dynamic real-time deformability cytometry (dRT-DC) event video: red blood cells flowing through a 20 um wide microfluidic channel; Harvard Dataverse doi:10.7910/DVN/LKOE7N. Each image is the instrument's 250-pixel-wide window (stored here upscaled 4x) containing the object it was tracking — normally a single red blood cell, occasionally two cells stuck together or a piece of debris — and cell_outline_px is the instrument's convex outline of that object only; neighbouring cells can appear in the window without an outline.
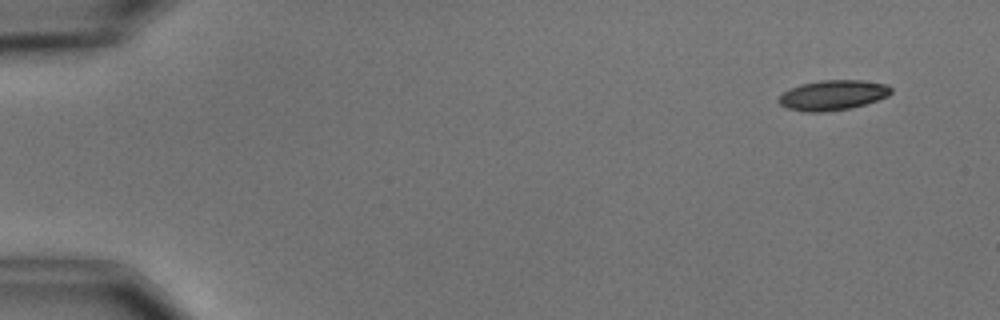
{"species": "common noctule bat (a hibernating species)", "species_latin": "Nyctalus noctula", "temperature_condition": "cold", "stored_images_in_passage": 5, "camera_frame_rate_fps": 3000, "um_per_image_px": 0.085, "animal": {"sex": "male", "body_mass_g": 15.6}, "frame": {"image": 1, "passage_image": 1, "time_ms": 0.0, "image_size_px": [1000, 320], "cell_outline_px": [[892, 92], [888, 96], [864, 104], [848, 108], [820, 112], [804, 112], [788, 108], [780, 104], [776, 100], [784, 92], [800, 84], [820, 80], [860, 80], [888, 84], [892, 88]], "centroid_in_image_um": [70.79, 8.08], "position_along_channel_um": 14.2, "area_um2": 19.54}}
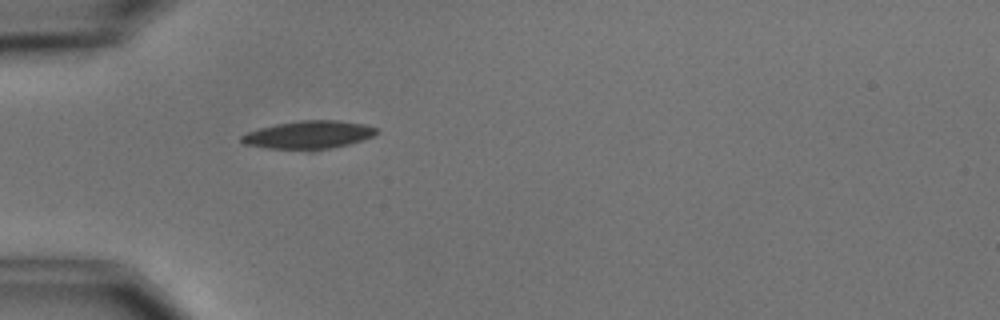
{"frame": {"image": 2, "passage_image": 5, "time_ms": 4.333, "image_size_px": [1000, 320], "cell_outline_px": [[380, 132], [364, 140], [316, 152], [308, 152], [268, 148], [244, 144], [240, 140], [240, 136], [248, 132], [260, 128], [276, 124], [300, 120], [336, 120], [364, 124], [376, 128]], "centroid_in_image_um": [26.24, 11.49], "position_along_channel_um": 58.8, "area_um2": 22.6}}